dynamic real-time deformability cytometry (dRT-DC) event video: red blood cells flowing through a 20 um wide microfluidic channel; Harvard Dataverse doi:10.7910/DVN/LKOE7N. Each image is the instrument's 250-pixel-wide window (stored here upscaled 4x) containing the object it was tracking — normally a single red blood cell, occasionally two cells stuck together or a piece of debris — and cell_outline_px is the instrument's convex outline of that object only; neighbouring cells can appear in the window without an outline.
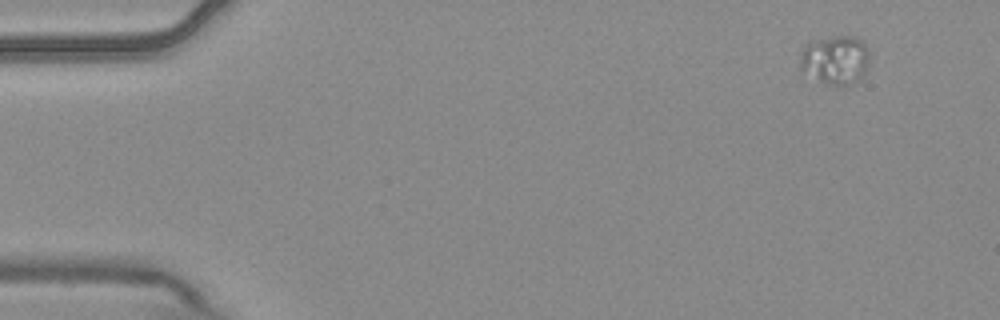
{"species": "common noctule bat (a hibernating species)", "species_latin": "Nyctalus noctula", "temperature_condition": "warm", "stored_images_in_passage": 4, "camera_frame_rate_fps": 3000, "um_per_image_px": 0.085, "animal": {"sex": "male", "body_mass_g": 20.4}, "frame": {"image": 1, "passage_image": 1, "time_ms": 0.0, "image_size_px": [1000, 320], "cell_outline_px": [[868, 64], [860, 80], [856, 84], [844, 88], [840, 88], [828, 84], [800, 72], [800, 56], [808, 40], [832, 36], [852, 36], [860, 40], [864, 44], [868, 52]], "centroid_in_image_um": [70.97, 5.13], "position_along_channel_um": 14.0, "area_um2": 20.4}}
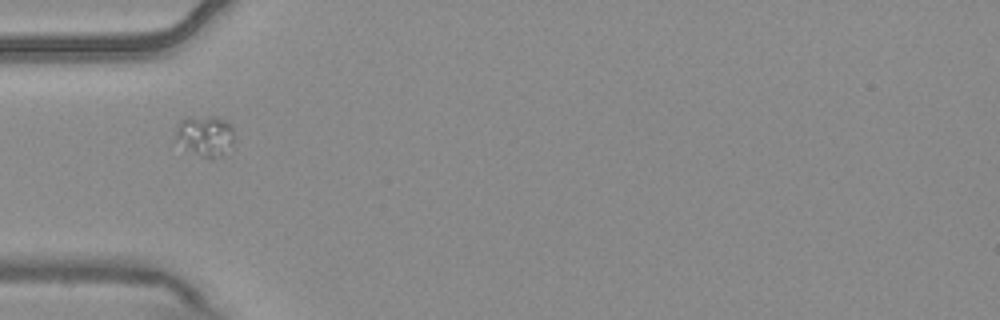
{"frame": {"image": 2, "passage_image": 3, "time_ms": 0.667, "image_size_px": [1000, 320], "cell_outline_px": [[236, 136], [232, 144], [224, 156], [208, 160], [184, 148], [176, 136], [176, 124], [184, 116], [216, 116], [232, 124]], "centroid_in_image_um": [17.48, 11.53], "position_along_channel_um": 67.5, "area_um2": 14.51}}
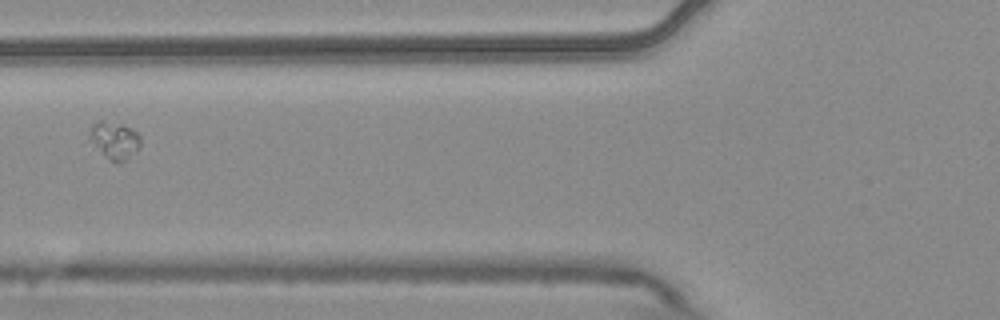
{"frame": {"image": 3, "passage_image": 4, "time_ms": 1.0, "image_size_px": [1000, 320], "cell_outline_px": [[140, 144], [136, 152], [124, 160], [108, 160], [88, 140], [88, 136], [92, 124], [96, 120], [100, 120], [124, 124], [132, 128], [140, 136]], "centroid_in_image_um": [9.69, 11.88], "position_along_channel_um": 116.1, "area_um2": 11.16}}